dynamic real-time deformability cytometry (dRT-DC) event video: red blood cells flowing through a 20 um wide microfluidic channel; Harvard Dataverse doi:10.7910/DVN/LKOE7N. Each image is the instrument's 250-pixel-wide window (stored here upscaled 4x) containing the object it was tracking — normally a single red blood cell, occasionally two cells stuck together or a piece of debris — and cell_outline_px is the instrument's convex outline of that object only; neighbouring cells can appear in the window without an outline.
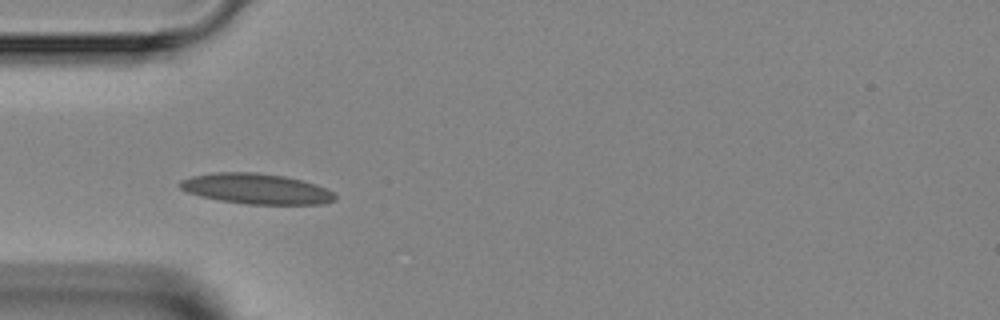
{"species": "Egyptian fruit bat (a non-hibernating species)", "species_latin": "Rousettus aegyptiacus", "temperature_condition": "room temperature", "stored_images_in_passage": 6, "camera_frame_rate_fps": 3000, "um_per_image_px": 0.085, "animal": {"sex": "female"}, "frame": {"image": 1, "passage_image": 2, "time_ms": 1.333, "image_size_px": [1000, 320], "cell_outline_px": [[336, 200], [324, 204], [248, 204], [220, 200], [200, 196], [188, 192], [180, 188], [176, 184], [180, 180], [192, 176], [216, 172], [256, 172], [284, 176], [316, 184], [332, 192], [336, 196]], "centroid_in_image_um": [21.76, 16.04], "position_along_channel_um": 63.2, "area_um2": 27.46}}
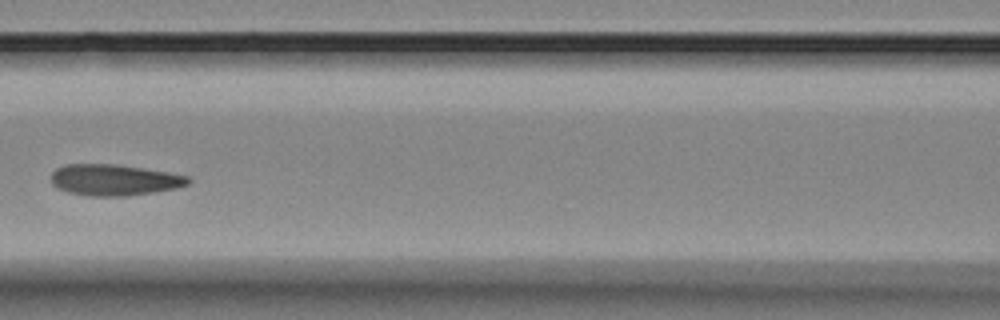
{"frame": {"image": 2, "passage_image": 4, "time_ms": 3.667, "image_size_px": [1000, 320], "cell_outline_px": [[192, 180], [188, 184], [176, 188], [128, 196], [88, 196], [68, 192], [56, 188], [52, 184], [52, 172], [56, 168], [64, 164], [116, 164], [168, 172], [188, 176]], "centroid_in_image_um": [9.69, 15.29], "position_along_channel_um": 156.9, "area_um2": 24.97}}
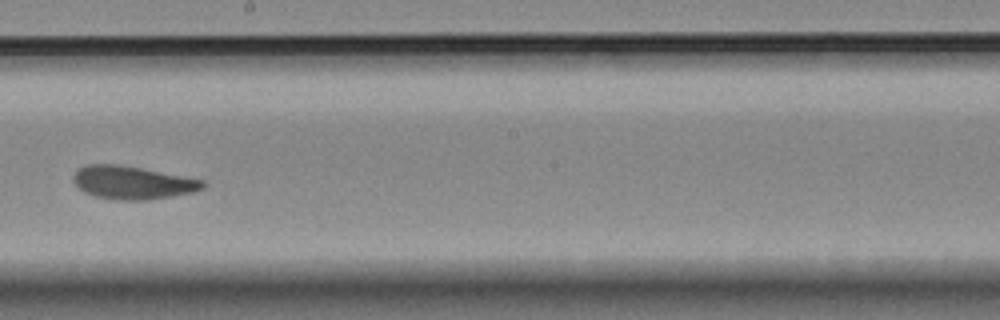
{"frame": {"image": 3, "passage_image": 6, "time_ms": 5.667, "image_size_px": [1000, 320], "cell_outline_px": [[208, 184], [204, 188], [192, 192], [172, 196], [148, 200], [120, 200], [96, 196], [84, 192], [72, 180], [72, 176], [80, 168], [88, 164], [120, 164], [204, 180]], "centroid_in_image_um": [11.28, 15.52], "position_along_channel_um": 236.9, "area_um2": 24.85}}